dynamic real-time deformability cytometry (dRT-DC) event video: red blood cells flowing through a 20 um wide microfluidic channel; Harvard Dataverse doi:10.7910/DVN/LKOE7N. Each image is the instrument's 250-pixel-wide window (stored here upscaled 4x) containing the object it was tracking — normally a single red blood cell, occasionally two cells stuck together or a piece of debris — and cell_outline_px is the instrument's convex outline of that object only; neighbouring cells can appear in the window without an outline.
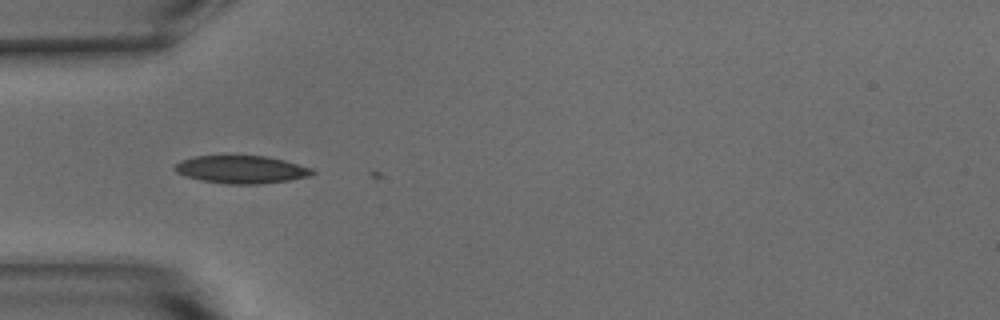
{"species": "common noctule bat (a hibernating species)", "species_latin": "Nyctalus noctula", "temperature_condition": "warm", "stored_images_in_passage": 5, "camera_frame_rate_fps": 3000, "um_per_image_px": 0.085, "animal": {"sex": "male", "body_mass_g": 15.6}, "frame": {"image": 1, "passage_image": 1, "time_ms": 0.0, "image_size_px": [1000, 320], "cell_outline_px": [[316, 172], [308, 176], [288, 180], [260, 184], [228, 184], [200, 180], [176, 172], [172, 168], [180, 160], [196, 156], [224, 152], [232, 152], [268, 156], [284, 160], [312, 168]], "centroid_in_image_um": [20.46, 14.34], "position_along_channel_um": 64.5, "area_um2": 23.29}}
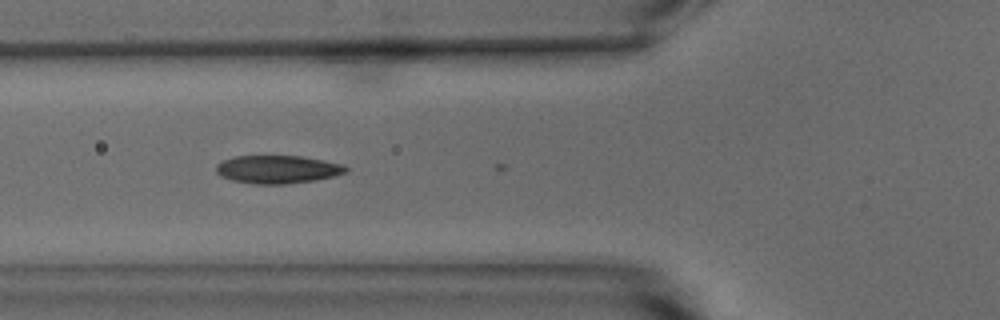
{"frame": {"image": 2, "passage_image": 4, "time_ms": 1.0, "image_size_px": [1000, 320], "cell_outline_px": [[348, 172], [336, 176], [316, 180], [284, 184], [256, 184], [232, 180], [220, 176], [216, 172], [216, 164], [224, 160], [236, 156], [300, 156], [324, 160], [344, 164], [348, 168]], "centroid_in_image_um": [23.63, 14.4], "position_along_channel_um": 102.2, "area_um2": 21.33}}